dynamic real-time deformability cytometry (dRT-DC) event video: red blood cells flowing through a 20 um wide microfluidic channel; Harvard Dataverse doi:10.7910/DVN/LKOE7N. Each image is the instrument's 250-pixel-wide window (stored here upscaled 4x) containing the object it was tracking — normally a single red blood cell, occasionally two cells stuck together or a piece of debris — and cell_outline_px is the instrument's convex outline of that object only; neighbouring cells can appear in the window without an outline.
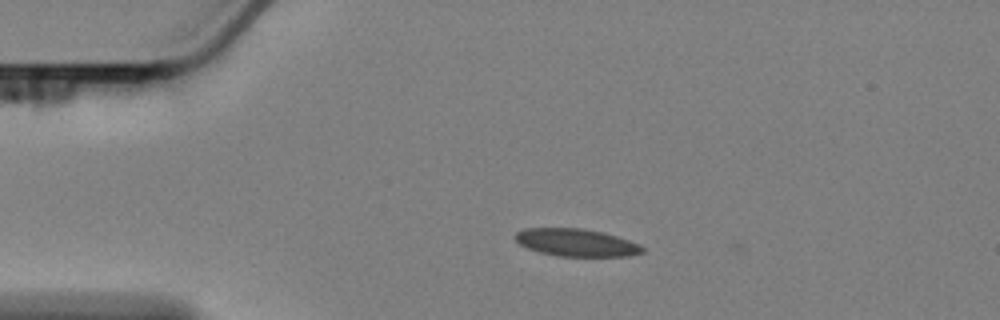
{"species": "Egyptian fruit bat (a non-hibernating species)", "species_latin": "Rousettus aegyptiacus", "temperature_condition": "cold", "stored_images_in_passage": 48, "camera_frame_rate_fps": 3000, "um_per_image_px": 0.085, "animal": {"sex": "female"}, "frame": {"image": 1, "passage_image": 1, "time_ms": 0.0, "image_size_px": [1000, 320], "cell_outline_px": [[644, 252], [628, 256], [556, 256], [540, 252], [528, 248], [520, 244], [516, 240], [516, 232], [524, 228], [580, 228], [604, 232], [640, 244], [644, 248]], "centroid_in_image_um": [49.0, 20.62], "position_along_channel_um": 36.0, "area_um2": 20.35}}
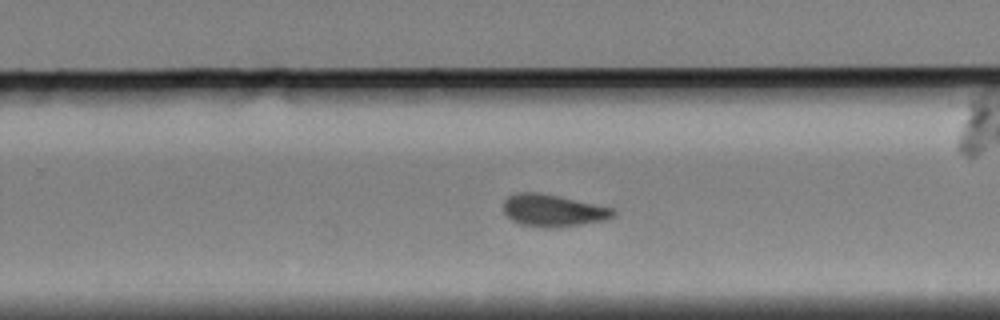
{"frame": {"image": 2, "passage_image": 26, "time_ms": 8.333, "image_size_px": [1000, 320], "cell_outline_px": [[616, 216], [608, 220], [552, 228], [540, 228], [520, 224], [512, 220], [504, 212], [504, 200], [508, 196], [520, 192], [540, 192], [560, 196], [596, 204], [612, 208], [616, 212]], "centroid_in_image_um": [47.03, 17.89], "position_along_channel_um": 282.8, "area_um2": 20.75}}
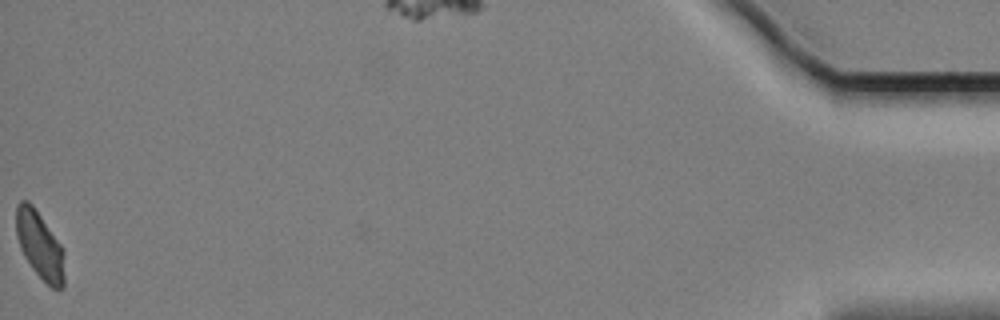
{"frame": {"image": 3, "passage_image": 48, "time_ms": 15.667, "image_size_px": [1000, 320], "cell_outline_px": [[64, 288], [60, 292], [52, 288], [32, 268], [24, 256], [20, 248], [16, 236], [16, 204], [20, 200], [28, 200], [32, 204], [64, 248]], "centroid_in_image_um": [3.39, 20.85], "position_along_channel_um": 431.8, "area_um2": 19.25}, "authors_computed_cell_mechanics": {"area_um2": 20.7213, "velocity_mm_per_s": 3.3621, "shape_relaxation_time_tau1_ms": 6.249, "shape_relaxation_time_tau2_ms": 2.1853, "deformation_change_tau1": 0.1216, "deformation_change_tau2": 0.0646}}